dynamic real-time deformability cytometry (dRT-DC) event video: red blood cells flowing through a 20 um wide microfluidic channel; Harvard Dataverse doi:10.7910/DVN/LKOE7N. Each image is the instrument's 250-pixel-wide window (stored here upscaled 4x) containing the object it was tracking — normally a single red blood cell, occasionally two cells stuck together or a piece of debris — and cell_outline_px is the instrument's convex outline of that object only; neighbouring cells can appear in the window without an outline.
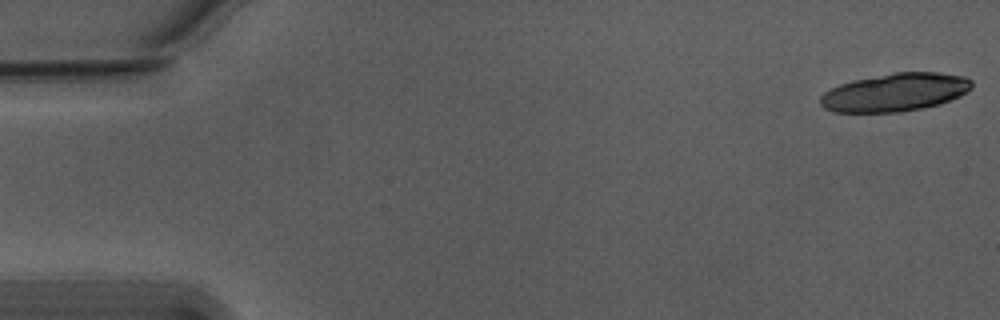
{"species": "Egyptian fruit bat (a non-hibernating species)", "species_latin": "Rousettus aegyptiacus", "temperature_condition": "warm", "stored_images_in_passage": 12, "camera_frame_rate_fps": 3000, "um_per_image_px": 0.085, "animal": {"sex": "male"}, "frame": {"image": 1, "passage_image": 1, "time_ms": 0.0, "image_size_px": [1000, 320], "cell_outline_px": [[972, 88], [960, 96], [940, 104], [924, 108], [900, 112], [832, 112], [824, 108], [820, 104], [820, 96], [824, 92], [840, 84], [852, 80], [892, 72], [940, 72], [964, 76], [972, 80]], "centroid_in_image_um": [76.09, 7.84], "position_along_channel_um": 8.9, "area_um2": 33.93}}